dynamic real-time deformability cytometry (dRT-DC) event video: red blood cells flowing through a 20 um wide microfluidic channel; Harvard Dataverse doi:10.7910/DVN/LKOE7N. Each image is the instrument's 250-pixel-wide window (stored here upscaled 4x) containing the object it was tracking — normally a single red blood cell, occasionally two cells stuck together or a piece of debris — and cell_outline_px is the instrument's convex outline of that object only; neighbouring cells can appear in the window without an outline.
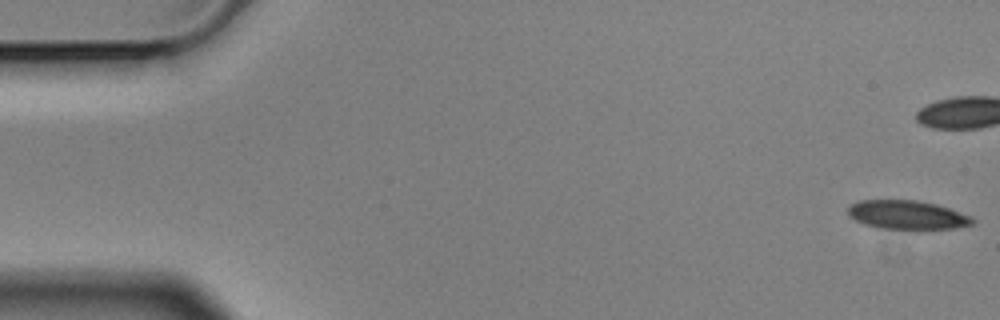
{"species": "Egyptian fruit bat (a non-hibernating species)", "species_latin": "Rousettus aegyptiacus", "temperature_condition": "cold", "stored_images_in_passage": 6, "camera_frame_rate_fps": 3000, "um_per_image_px": 0.085, "animal": {"sex": "male"}, "frame": {"image": 1, "passage_image": 1, "time_ms": 0.0, "image_size_px": [1000, 320], "cell_outline_px": [[976, 220], [972, 224], [952, 228], [884, 228], [868, 224], [856, 220], [848, 216], [848, 208], [852, 204], [860, 200], [916, 200], [936, 204], [972, 216]], "centroid_in_image_um": [77.13, 18.24], "position_along_channel_um": 7.9, "area_um2": 20.4}}
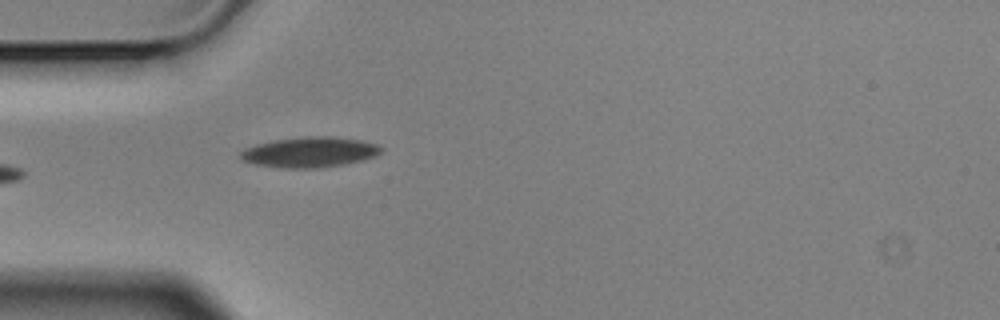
{"frame": {"image": 2, "passage_image": 6, "time_ms": 1.667, "image_size_px": [1000, 320], "cell_outline_px": [[384, 148], [376, 156], [364, 160], [344, 164], [320, 168], [284, 168], [256, 164], [240, 160], [240, 152], [244, 148], [256, 144], [272, 140], [304, 136], [332, 136], [360, 140], [376, 144]], "centroid_in_image_um": [26.32, 12.93], "position_along_channel_um": 58.7, "area_um2": 25.09}}